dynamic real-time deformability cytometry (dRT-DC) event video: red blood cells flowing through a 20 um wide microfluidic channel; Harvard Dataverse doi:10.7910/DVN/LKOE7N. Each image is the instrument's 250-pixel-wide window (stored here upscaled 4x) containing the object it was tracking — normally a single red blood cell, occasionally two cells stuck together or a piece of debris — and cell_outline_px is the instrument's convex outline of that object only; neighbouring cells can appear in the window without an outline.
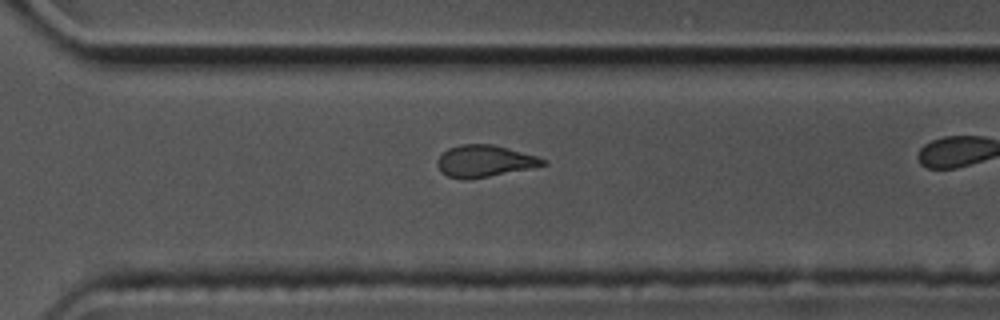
{"species": "common noctule bat (a hibernating species)", "species_latin": "Nyctalus noctula", "temperature_condition": "cold", "stored_images_in_passage": 28, "camera_frame_rate_fps": 3000, "um_per_image_px": 0.085, "animal": {"sex": "male", "body_mass_g": 17.5, "forearm_length_mm": 52.3}, "frame": {"image": 1, "passage_image": 24, "time_ms": 7.667, "image_size_px": [1000, 320], "cell_outline_px": [[548, 164], [536, 168], [468, 180], [464, 180], [448, 176], [440, 172], [436, 164], [436, 160], [448, 148], [460, 144], [492, 144], [508, 148], [536, 156], [548, 160]], "centroid_in_image_um": [41.21, 13.71], "position_along_channel_um": 329.4, "area_um2": 19.94}}